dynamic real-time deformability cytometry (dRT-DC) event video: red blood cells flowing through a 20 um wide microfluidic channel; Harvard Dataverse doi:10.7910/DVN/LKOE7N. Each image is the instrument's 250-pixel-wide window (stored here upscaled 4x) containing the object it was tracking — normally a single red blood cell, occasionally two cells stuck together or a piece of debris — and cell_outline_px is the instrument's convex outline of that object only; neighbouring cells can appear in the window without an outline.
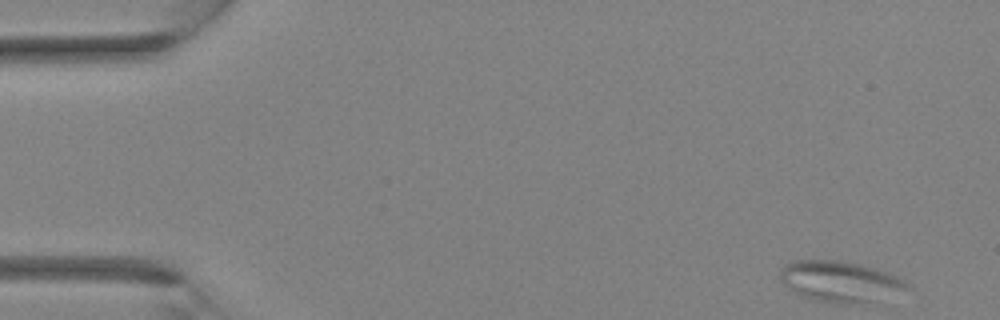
{"species": "Egyptian fruit bat (a non-hibernating species)", "species_latin": "Rousettus aegyptiacus", "temperature_condition": "room temperature", "stored_images_in_passage": 35, "camera_frame_rate_fps": 3000, "um_per_image_px": 0.085, "animal": {"sex": "female"}, "frame": {"image": 1, "passage_image": 1, "time_ms": 0.0, "image_size_px": [1000, 320], "cell_outline_px": [[912, 288], [880, 300], [856, 304], [832, 304], [816, 300], [804, 296], [788, 288], [780, 280], [780, 272], [784, 264], [792, 260], [836, 260], [860, 264], [896, 276], [912, 284]], "centroid_in_image_um": [71.43, 23.94], "position_along_channel_um": 13.6, "area_um2": 30.4}}
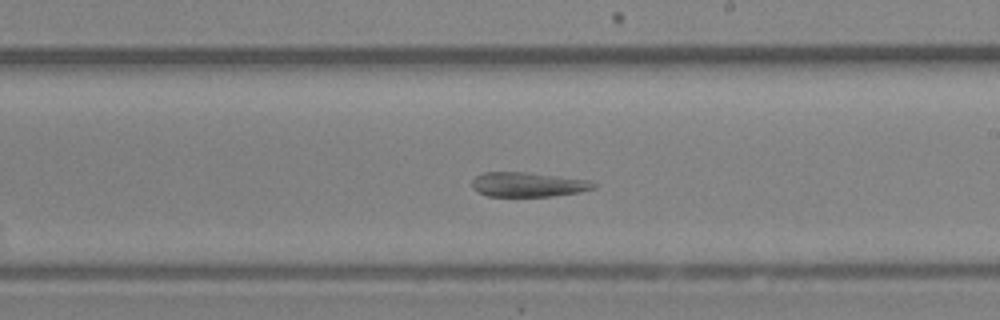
{"frame": {"image": 2, "passage_image": 20, "time_ms": 6.333, "image_size_px": [1000, 320], "cell_outline_px": [[596, 188], [580, 192], [552, 196], [488, 196], [472, 188], [472, 180], [476, 176], [484, 172], [524, 172], [592, 180], [596, 184]], "centroid_in_image_um": [44.92, 15.68], "position_along_channel_um": 244.1, "area_um2": 17.4}}
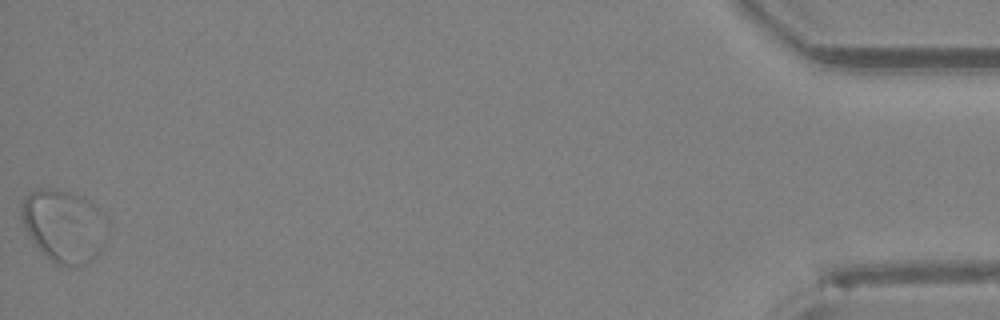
{"frame": {"image": 3, "passage_image": 35, "time_ms": 11.333, "image_size_px": [1000, 320], "cell_outline_px": [[104, 244], [100, 252], [88, 264], [72, 268], [68, 268], [52, 260], [28, 236], [24, 228], [20, 212], [20, 204], [28, 192], [36, 188], [52, 188], [84, 196], [100, 212]], "centroid_in_image_um": [5.35, 19.19], "position_along_channel_um": 429.8, "area_um2": 35.89}}